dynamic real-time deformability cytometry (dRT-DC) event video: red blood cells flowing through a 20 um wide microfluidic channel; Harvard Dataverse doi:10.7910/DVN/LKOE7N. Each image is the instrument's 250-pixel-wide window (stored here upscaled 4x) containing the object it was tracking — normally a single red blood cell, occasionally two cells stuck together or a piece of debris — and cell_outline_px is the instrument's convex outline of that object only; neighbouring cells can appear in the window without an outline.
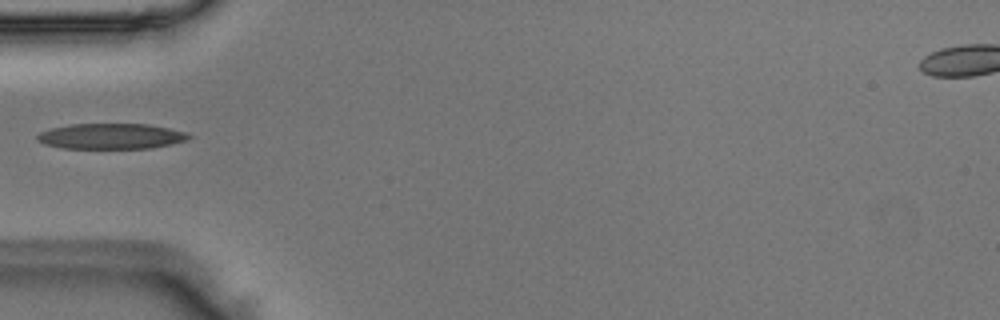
{"species": "Egyptian fruit bat (a non-hibernating species)", "species_latin": "Rousettus aegyptiacus", "temperature_condition": "room temperature", "stored_images_in_passage": 25, "camera_frame_rate_fps": 3000, "um_per_image_px": 0.085, "animal": {"sex": "male"}, "frame": {"image": 1, "passage_image": 1, "time_ms": 0.0, "image_size_px": [1000, 320], "cell_outline_px": [[192, 136], [188, 140], [172, 144], [152, 148], [64, 148], [44, 144], [36, 140], [36, 136], [40, 132], [52, 128], [72, 124], [148, 124], [168, 128], [184, 132]], "centroid_in_image_um": [9.44, 11.58], "position_along_channel_um": 75.6, "area_um2": 22.48}}
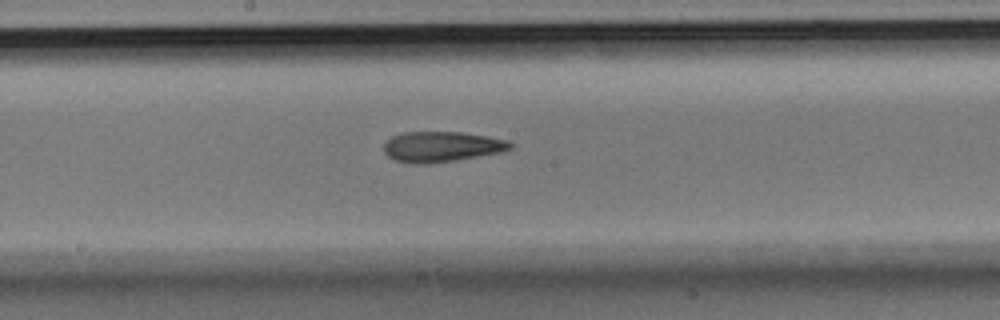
{"frame": {"image": 2, "passage_image": 11, "time_ms": 3.333, "image_size_px": [1000, 320], "cell_outline_px": [[516, 144], [512, 148], [500, 152], [456, 160], [428, 164], [412, 164], [396, 160], [388, 156], [384, 152], [384, 144], [392, 136], [400, 132], [460, 132], [488, 136], [508, 140]], "centroid_in_image_um": [37.55, 12.46], "position_along_channel_um": 210.6, "area_um2": 22.54}}
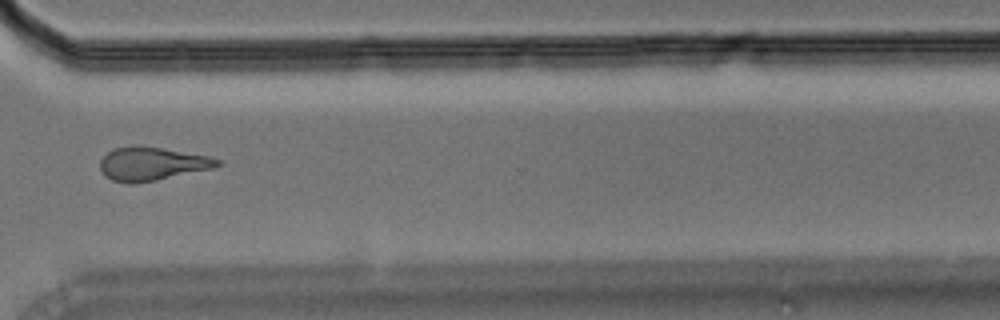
{"frame": {"image": 3, "passage_image": 22, "time_ms": 7.0, "image_size_px": [1000, 320], "cell_outline_px": [[224, 164], [212, 168], [156, 180], [132, 184], [128, 184], [112, 180], [104, 176], [100, 168], [100, 160], [108, 152], [116, 148], [136, 144], [140, 144], [208, 156], [220, 160]], "centroid_in_image_um": [12.89, 13.91], "position_along_channel_um": 357.7, "area_um2": 22.95}}